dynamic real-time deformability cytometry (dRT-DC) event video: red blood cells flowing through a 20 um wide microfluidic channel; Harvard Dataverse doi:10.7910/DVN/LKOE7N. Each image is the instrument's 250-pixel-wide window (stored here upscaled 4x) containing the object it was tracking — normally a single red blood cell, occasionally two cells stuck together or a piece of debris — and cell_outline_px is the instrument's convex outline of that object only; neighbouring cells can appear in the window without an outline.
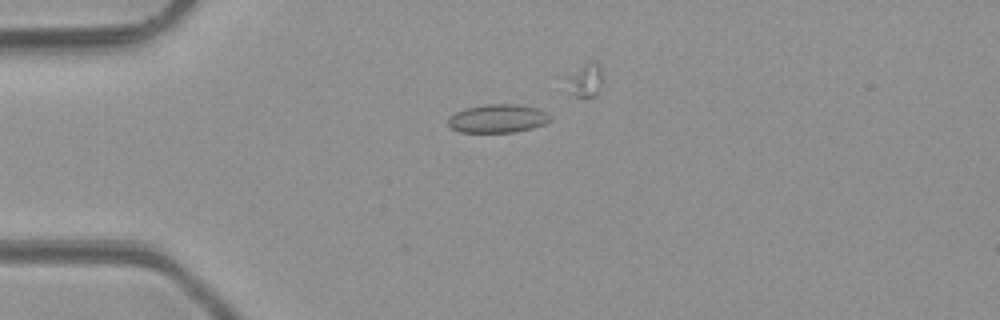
{"species": "common noctule bat (a hibernating species)", "species_latin": "Nyctalus noctula", "temperature_condition": "room temperature", "stored_images_in_passage": 8, "camera_frame_rate_fps": 3000, "um_per_image_px": 0.085, "animal": {"sex": "male", "body_mass_g": 23.1, "forearm_length_mm": 52.7}, "frame": {"image": 1, "passage_image": 3, "time_ms": 2.333, "image_size_px": [1000, 320], "cell_outline_px": [[552, 120], [544, 124], [532, 128], [512, 132], [460, 132], [452, 128], [448, 124], [448, 120], [456, 112], [464, 108], [484, 104], [520, 104], [536, 108], [552, 116]], "centroid_in_image_um": [42.33, 10.06], "position_along_channel_um": 42.7, "area_um2": 16.88}}
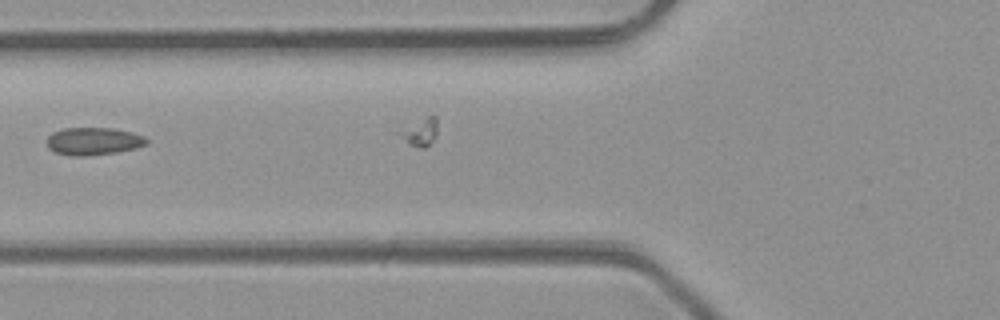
{"frame": {"image": 2, "passage_image": 5, "time_ms": 4.667, "image_size_px": [1000, 320], "cell_outline_px": [[148, 144], [136, 148], [116, 152], [88, 156], [72, 156], [56, 152], [48, 148], [48, 136], [52, 132], [64, 128], [116, 128], [132, 132], [144, 136], [148, 140]], "centroid_in_image_um": [7.97, 12.0], "position_along_channel_um": 117.8, "area_um2": 16.13}}